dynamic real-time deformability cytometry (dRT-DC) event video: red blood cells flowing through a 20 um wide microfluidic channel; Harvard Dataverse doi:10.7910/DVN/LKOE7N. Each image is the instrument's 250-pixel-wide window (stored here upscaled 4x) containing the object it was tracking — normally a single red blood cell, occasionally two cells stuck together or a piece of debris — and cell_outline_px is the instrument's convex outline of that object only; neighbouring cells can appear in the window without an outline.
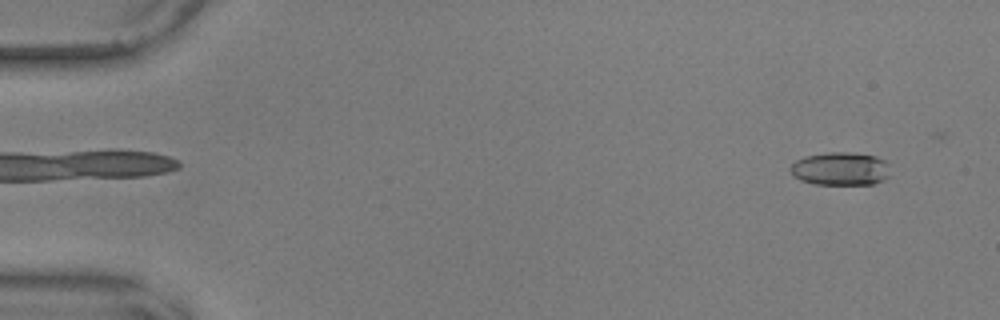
{"species": "common noctule bat (a hibernating species)", "species_latin": "Nyctalus noctula", "temperature_condition": "warm", "stored_images_in_passage": 56, "camera_frame_rate_fps": 3000, "um_per_image_px": 0.085, "animal": {"sex": "male", "body_mass_g": 17.9, "forearm_length_mm": 54.2}, "frame": {"image": 1, "passage_image": 4, "time_ms": 1.0, "image_size_px": [1000, 320], "cell_outline_px": [[888, 176], [872, 184], [812, 184], [800, 180], [792, 176], [788, 168], [796, 160], [808, 156], [828, 152], [844, 152], [876, 156], [884, 160]], "centroid_in_image_um": [71.34, 14.35], "position_along_channel_um": 13.7, "area_um2": 19.02}}
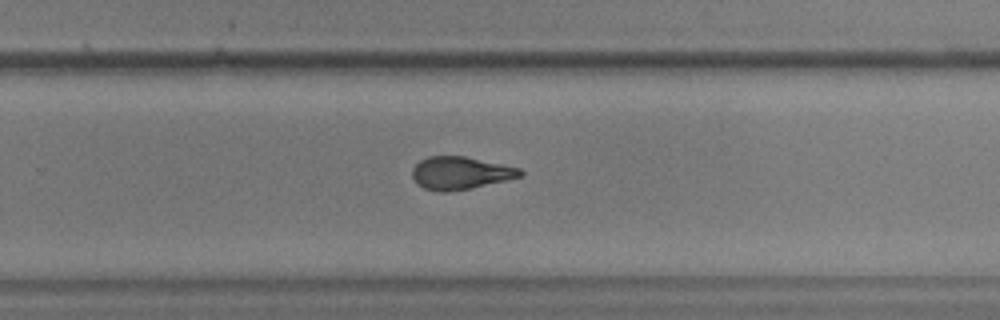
{"frame": {"image": 2, "passage_image": 37, "time_ms": 12.0, "image_size_px": [1000, 320], "cell_outline_px": [[524, 172], [520, 176], [472, 188], [448, 192], [436, 192], [424, 188], [412, 176], [412, 168], [420, 160], [428, 156], [464, 156], [520, 168]], "centroid_in_image_um": [39.1, 14.7], "position_along_channel_um": 290.7, "area_um2": 20.35}}
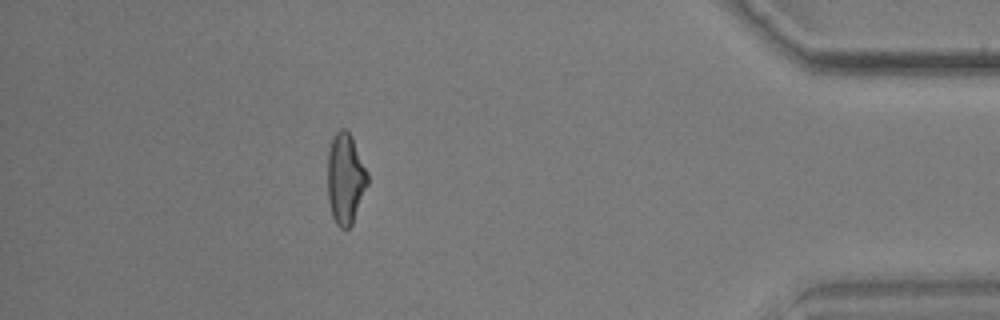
{"frame": {"image": 3, "passage_image": 50, "time_ms": 16.333, "image_size_px": [1000, 320], "cell_outline_px": [[368, 184], [352, 224], [348, 228], [340, 228], [336, 224], [332, 216], [328, 200], [328, 152], [332, 136], [340, 128], [344, 128], [352, 136], [368, 172]], "centroid_in_image_um": [29.36, 15.17], "position_along_channel_um": 405.8, "area_um2": 21.27}, "authors_computed_cell_mechanics": {"area_um2": 20.6635, "velocity_mm_per_s": 3.6478, "shape_relaxation_time_tau1_ms": null, "shape_relaxation_time_tau2_ms": 1.8044, "deformation_change_tau1": null, "deformation_change_tau2": 0.1045}}